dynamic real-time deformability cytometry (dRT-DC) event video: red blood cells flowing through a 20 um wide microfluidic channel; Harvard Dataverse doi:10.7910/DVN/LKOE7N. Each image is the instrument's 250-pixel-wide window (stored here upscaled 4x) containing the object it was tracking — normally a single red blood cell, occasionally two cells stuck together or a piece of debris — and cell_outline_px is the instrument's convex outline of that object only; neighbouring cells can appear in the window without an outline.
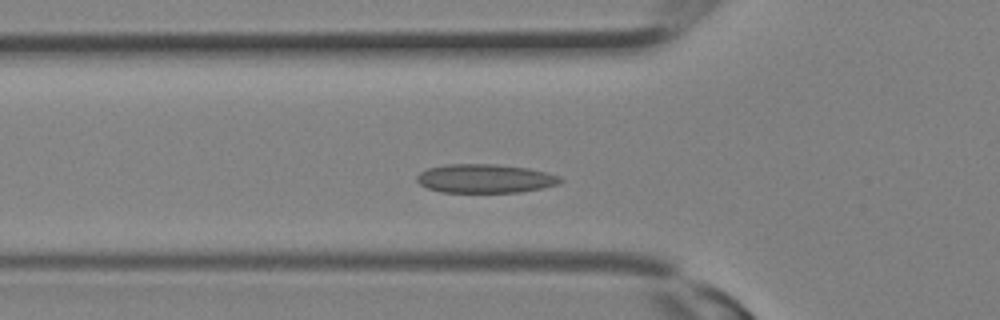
{"species": "Egyptian fruit bat (a non-hibernating species)", "species_latin": "Rousettus aegyptiacus", "temperature_condition": "room temperature", "stored_images_in_passage": 25, "camera_frame_rate_fps": 3000, "um_per_image_px": 0.085, "animal": {"sex": "female"}, "frame": {"image": 1, "passage_image": 6, "time_ms": 1.667, "image_size_px": [1000, 320], "cell_outline_px": [[564, 180], [560, 184], [520, 192], [440, 192], [428, 188], [420, 184], [416, 180], [416, 176], [420, 172], [428, 168], [444, 164], [496, 164], [528, 168], [560, 176]], "centroid_in_image_um": [41.22, 15.17], "position_along_channel_um": 84.6, "area_um2": 24.1}}
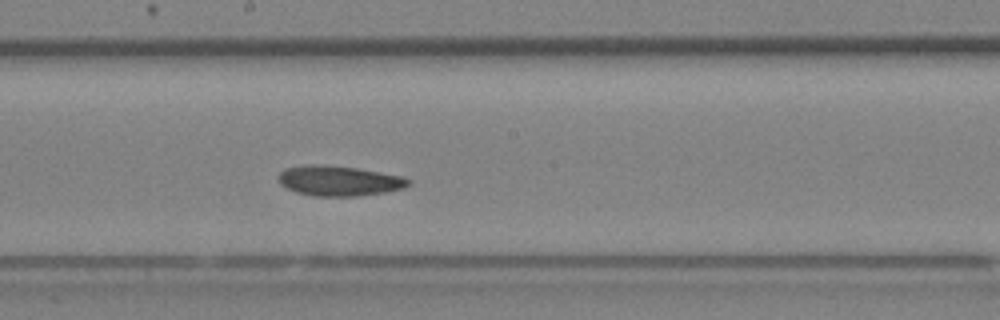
{"frame": {"image": 2, "passage_image": 12, "time_ms": 3.667, "image_size_px": [1000, 320], "cell_outline_px": [[412, 184], [404, 188], [384, 192], [356, 196], [312, 196], [296, 192], [280, 184], [276, 176], [284, 168], [308, 164], [316, 164], [356, 168], [404, 176], [412, 180]], "centroid_in_image_um": [28.82, 15.36], "position_along_channel_um": 219.4, "area_um2": 23.0}}
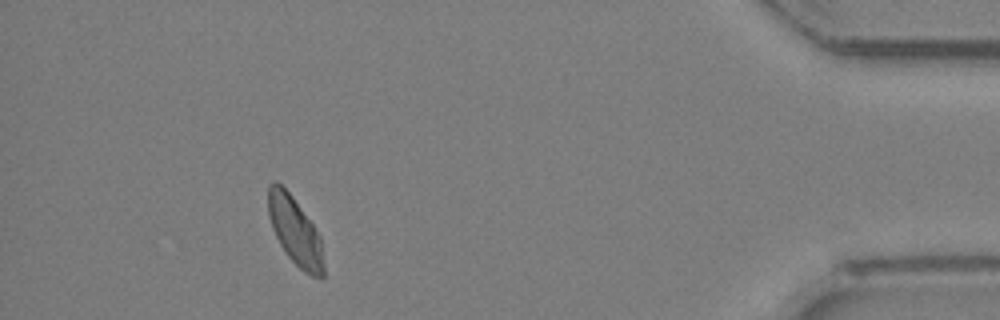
{"frame": {"image": 3, "passage_image": 23, "time_ms": 7.333, "image_size_px": [1000, 320], "cell_outline_px": [[324, 276], [312, 276], [304, 272], [288, 256], [280, 244], [272, 228], [268, 216], [268, 184], [272, 180], [276, 180], [292, 196], [312, 224], [320, 236], [324, 268]], "centroid_in_image_um": [25.05, 19.61], "position_along_channel_um": 410.1, "area_um2": 21.68}}